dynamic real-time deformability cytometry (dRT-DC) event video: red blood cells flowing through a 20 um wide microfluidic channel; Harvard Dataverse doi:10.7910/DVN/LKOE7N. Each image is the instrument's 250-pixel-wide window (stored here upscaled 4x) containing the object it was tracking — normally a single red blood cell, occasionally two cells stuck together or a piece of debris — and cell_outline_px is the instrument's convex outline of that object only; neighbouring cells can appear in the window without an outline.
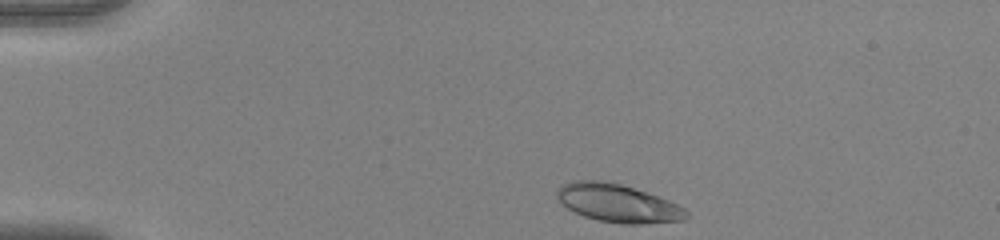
{"species": "human", "species_latin": "Homo sapiens", "temperature_condition": "warm", "stored_images_in_passage": 43, "camera_frame_rate_fps": 3000, "um_per_image_px": 0.085, "donor": {"sex": "female"}, "frame": {"image": 1, "passage_image": 1, "time_ms": 0.0, "image_size_px": [1000, 240], "cell_outline_px": [[688, 216], [684, 220], [644, 224], [620, 224], [596, 220], [584, 216], [568, 208], [556, 196], [556, 188], [572, 180], [600, 180], [620, 184], [668, 200], [684, 208], [688, 212]], "centroid_in_image_um": [52.5, 17.28], "position_along_channel_um": 32.5, "area_um2": 28.5}}
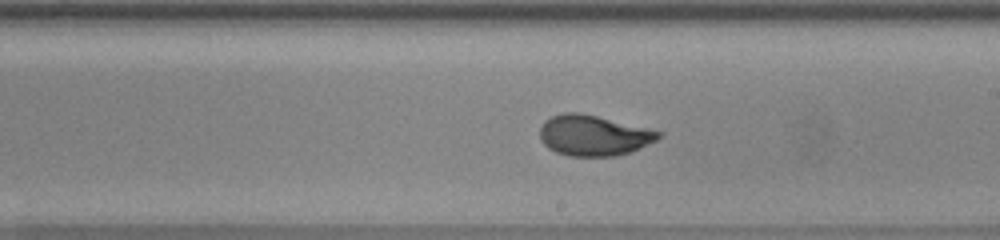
{"frame": {"image": 2, "passage_image": 22, "time_ms": 7.0, "image_size_px": [1000, 240], "cell_outline_px": [[664, 132], [656, 140], [640, 148], [616, 156], [568, 156], [556, 152], [548, 148], [540, 140], [540, 128], [544, 120], [552, 116], [564, 112], [576, 112], [596, 116], [648, 128]], "centroid_in_image_um": [50.43, 11.51], "position_along_channel_um": 238.6, "area_um2": 27.98}}
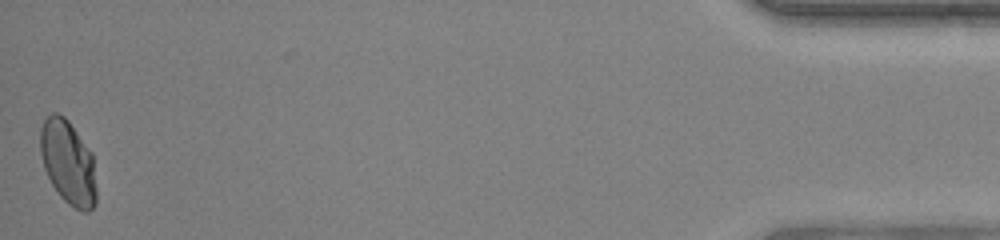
{"frame": {"image": 3, "passage_image": 43, "time_ms": 14.0, "image_size_px": [1000, 240], "cell_outline_px": [[96, 204], [88, 212], [84, 212], [68, 204], [60, 196], [52, 184], [44, 168], [40, 152], [40, 128], [44, 120], [52, 112], [56, 112], [64, 116], [68, 120], [92, 152], [96, 188]], "centroid_in_image_um": [5.79, 13.8], "position_along_channel_um": 429.4, "area_um2": 27.51}, "authors_computed_cell_mechanics": {"area_um2": 27.9174, "velocity_mm_per_s": 3.9417, "shape_relaxation_time_tau1_ms": 4.883, "shape_relaxation_time_tau2_ms": null, "deformation_change_tau1": 0.2083, "deformation_change_tau2": null}}